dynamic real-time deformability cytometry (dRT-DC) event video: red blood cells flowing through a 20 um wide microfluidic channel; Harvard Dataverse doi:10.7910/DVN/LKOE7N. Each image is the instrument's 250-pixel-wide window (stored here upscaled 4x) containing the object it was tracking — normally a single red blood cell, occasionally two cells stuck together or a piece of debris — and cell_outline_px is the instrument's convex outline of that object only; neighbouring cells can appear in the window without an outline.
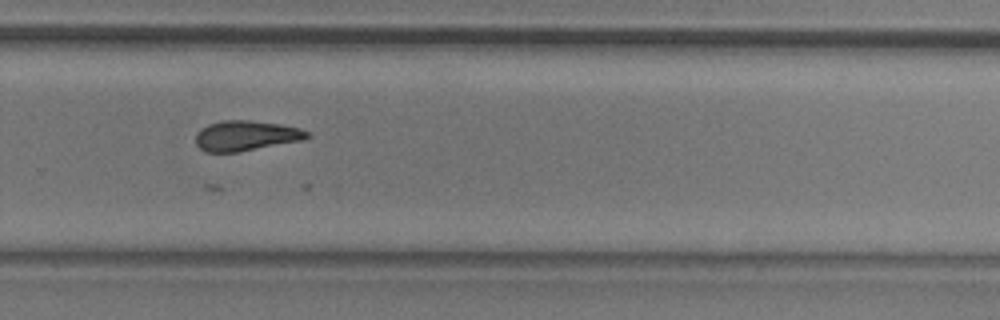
{"species": "common noctule bat (a hibernating species)", "species_latin": "Nyctalus noctula", "temperature_condition": "room temperature", "stored_images_in_passage": 51, "camera_frame_rate_fps": 3000, "um_per_image_px": 0.085, "animal": {"sex": "male", "body_mass_g": 20.5, "forearm_length_mm": 52.5}, "frame": {"image": 1, "passage_image": 36, "time_ms": 11.667, "image_size_px": [1000, 320], "cell_outline_px": [[308, 136], [304, 140], [236, 152], [208, 152], [200, 148], [196, 144], [196, 132], [208, 124], [224, 120], [252, 120], [280, 124], [300, 128], [308, 132]], "centroid_in_image_um": [20.89, 11.53], "position_along_channel_um": 308.9, "area_um2": 19.48}}